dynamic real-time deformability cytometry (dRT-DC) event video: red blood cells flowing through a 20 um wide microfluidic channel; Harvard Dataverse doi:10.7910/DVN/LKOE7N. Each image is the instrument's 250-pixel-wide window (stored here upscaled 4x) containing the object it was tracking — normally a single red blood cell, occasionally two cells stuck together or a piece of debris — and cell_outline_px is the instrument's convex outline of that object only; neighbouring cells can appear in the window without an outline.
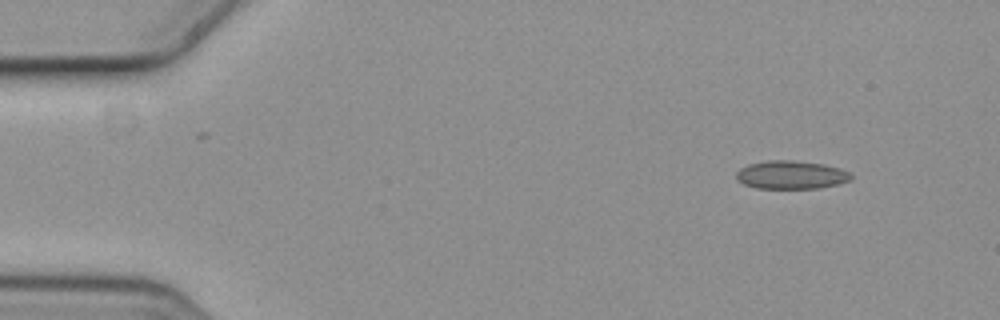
{"species": "common noctule bat (a hibernating species)", "species_latin": "Nyctalus noctula", "temperature_condition": "cold", "stored_images_in_passage": 6, "camera_frame_rate_fps": 3000, "um_per_image_px": 0.085, "animal": {"sex": "female", "body_mass_g": 19.3, "forearm_length_mm": 54.1}, "frame": {"image": 1, "passage_image": 1, "time_ms": 0.0, "image_size_px": [1000, 320], "cell_outline_px": [[852, 180], [820, 188], [756, 188], [744, 184], [736, 180], [736, 172], [740, 168], [748, 164], [768, 160], [792, 160], [824, 164], [840, 168], [848, 172], [852, 176]], "centroid_in_image_um": [67.22, 14.86], "position_along_channel_um": 17.8, "area_um2": 18.96}}
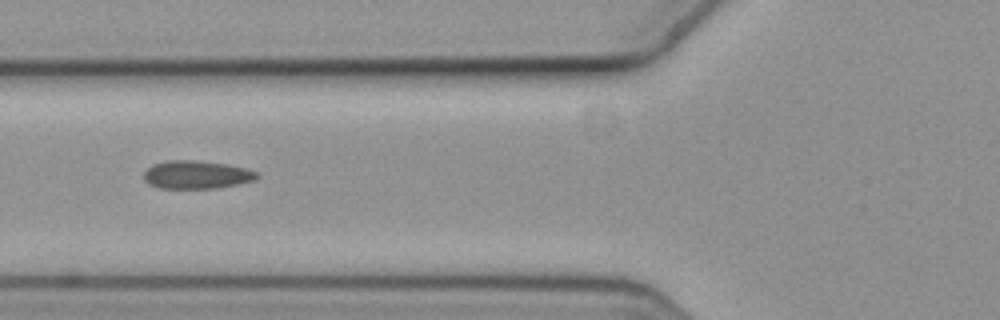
{"frame": {"image": 2, "passage_image": 5, "time_ms": 1.333, "image_size_px": [1000, 320], "cell_outline_px": [[260, 176], [256, 180], [216, 188], [160, 188], [148, 184], [144, 180], [144, 172], [152, 164], [168, 160], [196, 160], [228, 164], [244, 168], [256, 172]], "centroid_in_image_um": [16.69, 14.84], "position_along_channel_um": 109.1, "area_um2": 18.55}}
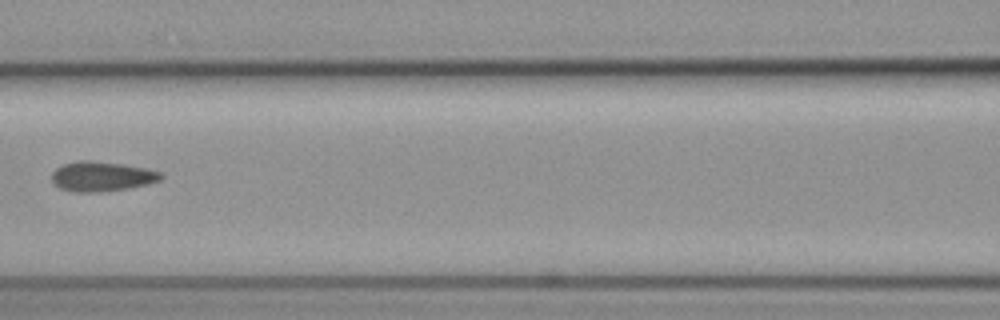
{"frame": {"image": 3, "passage_image": 6, "time_ms": 1.667, "image_size_px": [1000, 320], "cell_outline_px": [[164, 176], [160, 180], [148, 184], [128, 188], [100, 192], [72, 192], [60, 188], [52, 184], [52, 172], [56, 168], [64, 164], [76, 160], [88, 160], [124, 164], [148, 168], [160, 172]], "centroid_in_image_um": [8.64, 14.99], "position_along_channel_um": 158.0, "area_um2": 19.19}}